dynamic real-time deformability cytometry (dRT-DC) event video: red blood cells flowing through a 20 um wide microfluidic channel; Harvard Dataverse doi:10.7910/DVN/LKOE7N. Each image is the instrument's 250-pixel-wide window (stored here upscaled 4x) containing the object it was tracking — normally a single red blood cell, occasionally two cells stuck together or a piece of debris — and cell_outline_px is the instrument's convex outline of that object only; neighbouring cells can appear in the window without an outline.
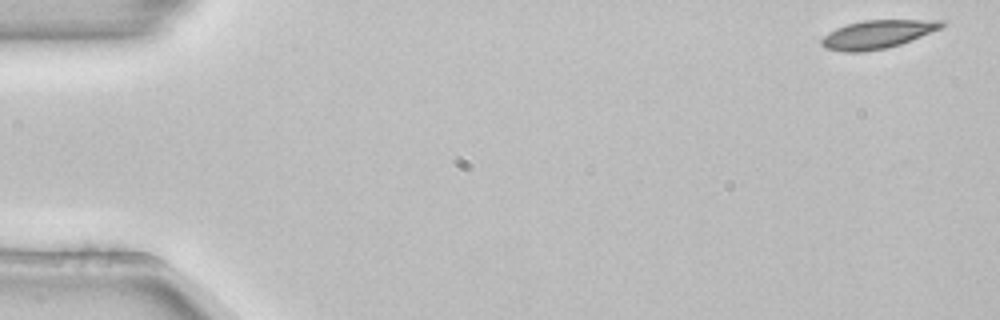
{"species": "common noctule bat (a hibernating species)", "species_latin": "Nyctalus noctula", "temperature_condition": "room temperature", "stored_images_in_passage": 53, "camera_frame_rate_fps": 3000, "um_per_image_px": 0.085, "animal": {"sex": "female", "body_mass_g": 22.7, "forearm_length_mm": 54.2}, "frame": {"image": 1, "passage_image": 1, "time_ms": 0.0, "image_size_px": [1000, 320], "cell_outline_px": [[944, 24], [940, 28], [900, 44], [884, 48], [864, 52], [844, 52], [824, 48], [820, 44], [820, 40], [828, 32], [836, 28], [848, 24], [864, 20], [944, 20]], "centroid_in_image_um": [74.51, 2.92], "position_along_channel_um": 10.5, "area_um2": 19.59}}
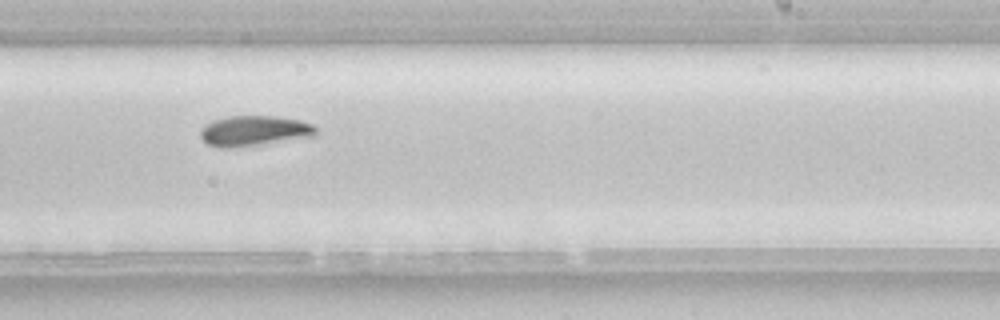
{"frame": {"image": 2, "passage_image": 32, "time_ms": 10.333, "image_size_px": [1000, 320], "cell_outline_px": [[316, 132], [312, 136], [228, 148], [220, 148], [208, 144], [200, 136], [200, 128], [212, 120], [228, 116], [276, 116], [300, 120], [312, 124], [316, 128]], "centroid_in_image_um": [21.54, 11.1], "position_along_channel_um": 267.5, "area_um2": 20.06}}
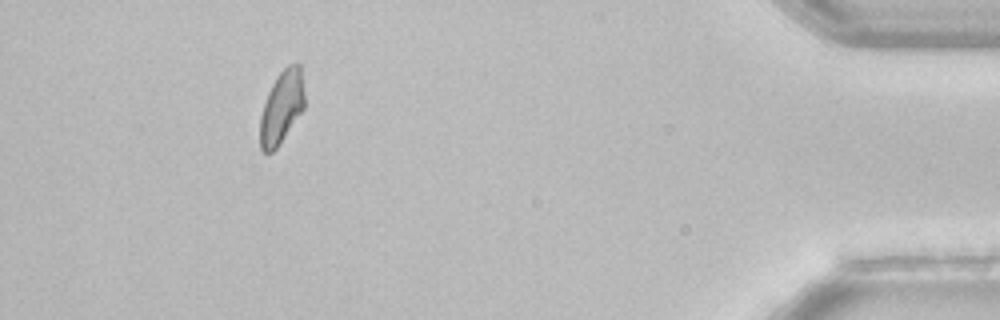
{"frame": {"image": 3, "passage_image": 48, "time_ms": 15.667, "image_size_px": [1000, 320], "cell_outline_px": [[304, 108], [276, 148], [272, 152], [264, 152], [260, 148], [260, 116], [268, 92], [276, 76], [288, 64], [300, 64], [304, 84]], "centroid_in_image_um": [23.94, 9.08], "position_along_channel_um": 411.3, "area_um2": 18.73}}